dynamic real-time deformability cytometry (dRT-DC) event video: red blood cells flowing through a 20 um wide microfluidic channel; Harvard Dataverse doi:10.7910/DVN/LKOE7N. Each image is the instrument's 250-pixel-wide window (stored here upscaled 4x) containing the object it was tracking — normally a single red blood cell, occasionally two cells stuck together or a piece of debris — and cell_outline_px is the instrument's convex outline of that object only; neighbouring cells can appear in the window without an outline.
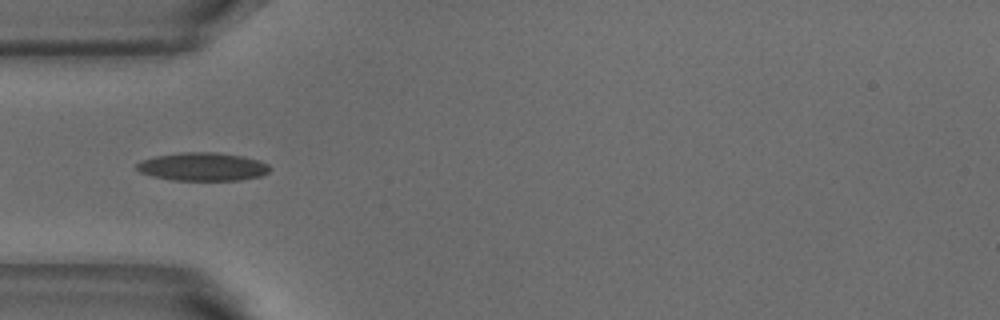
{"species": "common noctule bat (a hibernating species)", "species_latin": "Nyctalus noctula", "temperature_condition": "warm", "stored_images_in_passage": 5, "camera_frame_rate_fps": 3000, "um_per_image_px": 0.085, "animal": {"sex": "male", "body_mass_g": 18.8}, "frame": {"image": 1, "passage_image": 3, "time_ms": 0.667, "image_size_px": [1000, 320], "cell_outline_px": [[272, 168], [268, 172], [260, 176], [240, 180], [172, 180], [152, 176], [140, 172], [136, 168], [136, 164], [140, 160], [156, 156], [180, 152], [216, 152], [240, 156], [260, 160], [268, 164]], "centroid_in_image_um": [17.22, 14.17], "position_along_channel_um": 67.8, "area_um2": 21.96}}
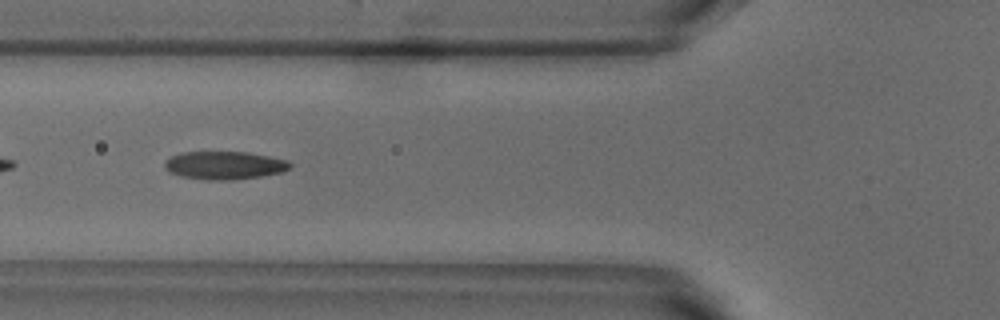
{"frame": {"image": 2, "passage_image": 4, "time_ms": 1.0, "image_size_px": [1000, 320], "cell_outline_px": [[292, 164], [284, 172], [260, 176], [232, 180], [208, 180], [180, 176], [168, 172], [164, 168], [164, 160], [180, 152], [248, 152], [288, 160]], "centroid_in_image_um": [19.05, 14.05], "position_along_channel_um": 106.8, "area_um2": 20.63}}